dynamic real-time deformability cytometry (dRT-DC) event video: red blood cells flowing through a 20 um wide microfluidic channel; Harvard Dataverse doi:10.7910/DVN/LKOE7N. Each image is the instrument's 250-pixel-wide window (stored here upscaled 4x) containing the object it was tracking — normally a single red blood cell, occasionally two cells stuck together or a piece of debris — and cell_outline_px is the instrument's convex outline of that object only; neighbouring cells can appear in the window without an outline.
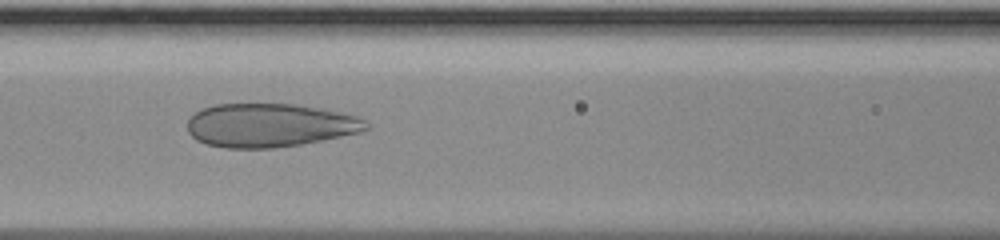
{"species": "human", "species_latin": "Homo sapiens", "temperature_condition": "room temperature", "stored_images_in_passage": 47, "camera_frame_rate_fps": 3000, "um_per_image_px": 0.085, "donor": {"sex": "male"}, "frame": {"image": 1, "passage_image": 21, "time_ms": 6.667, "image_size_px": [1000, 240], "cell_outline_px": [[368, 128], [360, 132], [300, 144], [272, 148], [224, 148], [208, 144], [196, 140], [188, 132], [188, 120], [196, 112], [204, 108], [216, 104], [292, 104], [324, 108], [356, 116], [364, 120], [368, 124]], "centroid_in_image_um": [22.91, 10.64], "position_along_channel_um": 143.7, "area_um2": 45.14}}
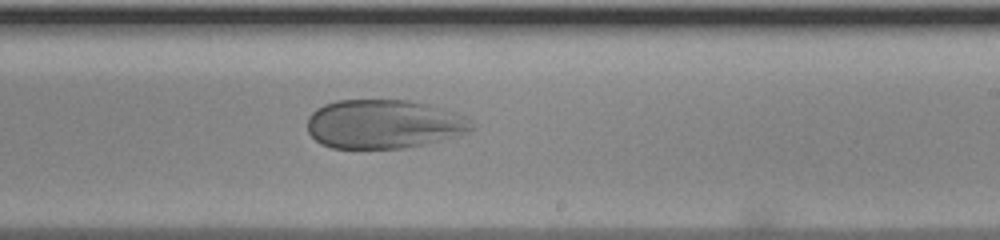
{"frame": {"image": 2, "passage_image": 29, "time_ms": 9.333, "image_size_px": [1000, 240], "cell_outline_px": [[476, 124], [468, 132], [444, 140], [404, 148], [332, 148], [320, 144], [308, 132], [308, 116], [316, 108], [324, 104], [336, 100], [408, 100], [428, 104], [456, 112], [472, 120]], "centroid_in_image_um": [32.63, 10.54], "position_along_channel_um": 256.4, "area_um2": 47.22}}
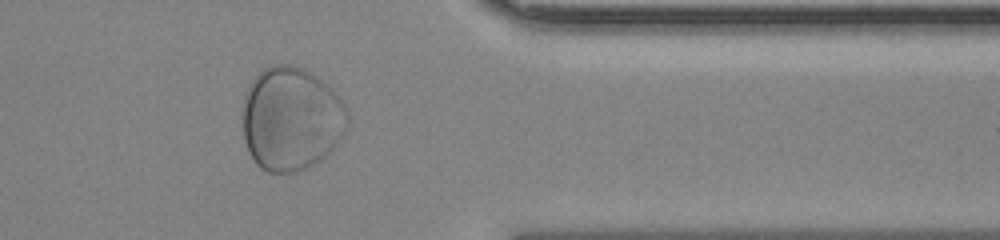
{"frame": {"image": 3, "passage_image": 39, "time_ms": 12.667, "image_size_px": [1000, 240], "cell_outline_px": [[348, 124], [344, 132], [336, 144], [320, 160], [308, 168], [296, 172], [268, 172], [260, 168], [256, 164], [248, 152], [244, 140], [244, 96], [252, 80], [264, 68], [272, 64], [288, 64], [304, 68], [328, 84], [332, 88], [344, 104], [348, 112]], "centroid_in_image_um": [24.75, 10.09], "position_along_channel_um": 386.6, "area_um2": 63.52}}